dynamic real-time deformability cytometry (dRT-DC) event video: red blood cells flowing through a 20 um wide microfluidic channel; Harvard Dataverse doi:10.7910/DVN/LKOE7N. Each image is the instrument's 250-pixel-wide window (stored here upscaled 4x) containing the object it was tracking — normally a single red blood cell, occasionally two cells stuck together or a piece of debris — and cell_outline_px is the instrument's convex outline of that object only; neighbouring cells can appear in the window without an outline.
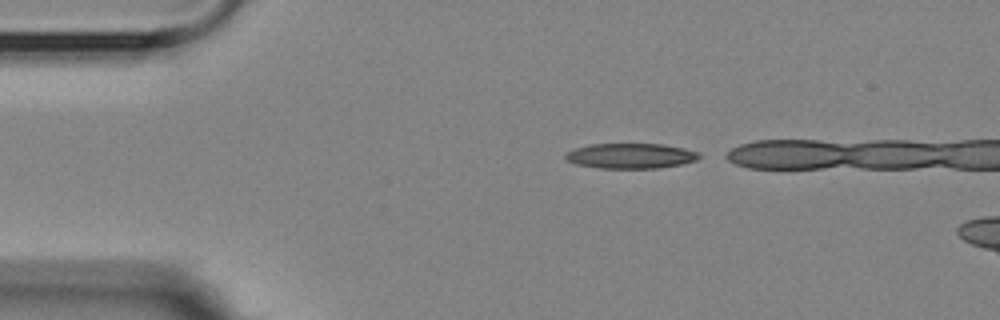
{"species": "Egyptian fruit bat (a non-hibernating species)", "species_latin": "Rousettus aegyptiacus", "temperature_condition": "room temperature", "stored_images_in_passage": 6, "camera_frame_rate_fps": 3000, "um_per_image_px": 0.085, "animal": {"sex": "female"}, "frame": {"image": 1, "passage_image": 1, "time_ms": 0.0, "image_size_px": [1000, 320], "cell_outline_px": [[700, 156], [696, 160], [680, 164], [656, 168], [600, 168], [576, 164], [564, 160], [564, 156], [568, 152], [576, 148], [592, 144], [660, 144], [684, 148], [700, 152]], "centroid_in_image_um": [53.59, 13.25], "position_along_channel_um": 31.4, "area_um2": 19.48}}
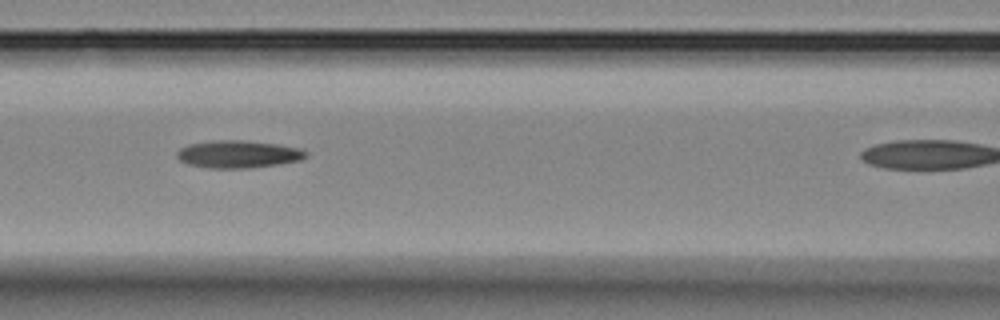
{"frame": {"image": 2, "passage_image": 5, "time_ms": 4.333, "image_size_px": [1000, 320], "cell_outline_px": [[308, 156], [300, 160], [276, 164], [248, 168], [208, 168], [188, 164], [180, 160], [176, 156], [176, 152], [180, 148], [188, 144], [212, 140], [244, 140], [276, 144], [300, 148], [308, 152]], "centroid_in_image_um": [20.22, 13.1], "position_along_channel_um": 146.4, "area_um2": 20.69}}